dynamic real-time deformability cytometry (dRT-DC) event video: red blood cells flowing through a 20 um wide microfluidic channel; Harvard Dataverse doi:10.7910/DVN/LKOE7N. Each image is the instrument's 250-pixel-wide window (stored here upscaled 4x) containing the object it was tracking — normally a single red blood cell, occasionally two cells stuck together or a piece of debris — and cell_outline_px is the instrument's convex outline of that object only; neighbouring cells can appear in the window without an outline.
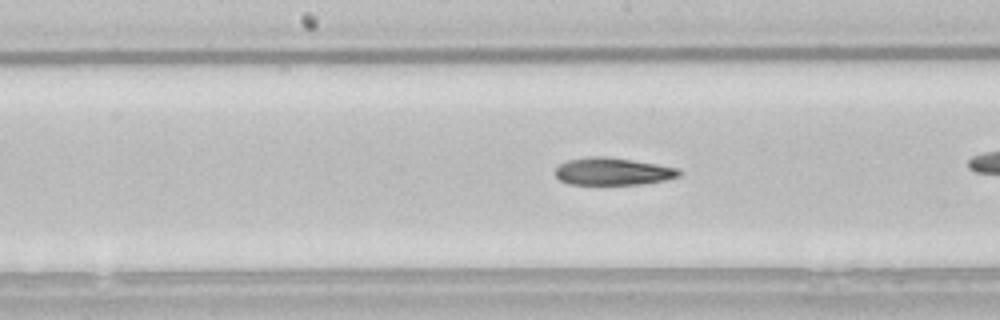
{"species": "common noctule bat (a hibernating species)", "species_latin": "Nyctalus noctula", "temperature_condition": "room temperature", "stored_images_in_passage": 26, "camera_frame_rate_fps": 3000, "um_per_image_px": 0.085, "animal": {"sex": "male", "body_mass_g": 21.5, "forearm_length_mm": 52.0}, "frame": {"image": 1, "passage_image": 12, "time_ms": 3.667, "image_size_px": [1000, 320], "cell_outline_px": [[684, 172], [680, 176], [664, 180], [640, 184], [568, 184], [560, 180], [556, 176], [556, 168], [560, 164], [568, 160], [592, 156], [608, 156], [680, 168]], "centroid_in_image_um": [52.12, 14.57], "position_along_channel_um": 196.1, "area_um2": 19.77}}